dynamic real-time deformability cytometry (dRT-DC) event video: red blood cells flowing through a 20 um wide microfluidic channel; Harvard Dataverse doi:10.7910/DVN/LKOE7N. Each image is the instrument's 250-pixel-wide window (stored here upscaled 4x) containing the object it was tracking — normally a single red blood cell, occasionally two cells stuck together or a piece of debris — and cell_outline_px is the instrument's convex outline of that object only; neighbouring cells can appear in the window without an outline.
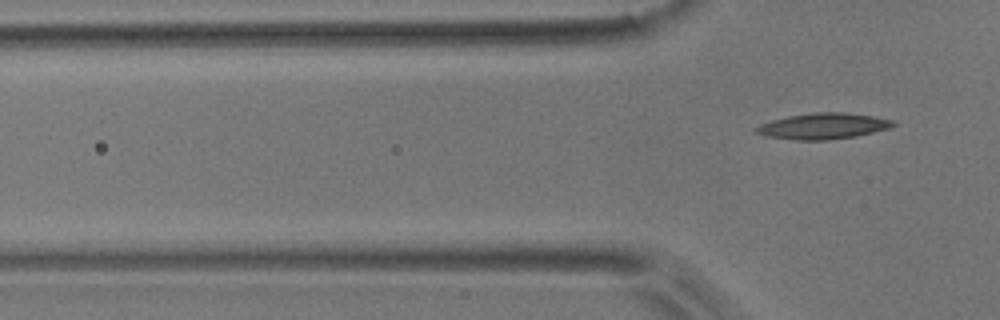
{"species": "common noctule bat (a hibernating species)", "species_latin": "Nyctalus noctula", "temperature_condition": "room temperature", "stored_images_in_passage": 3, "camera_frame_rate_fps": 3000, "um_per_image_px": 0.085, "animal": {"sex": "male", "body_mass_g": 17.9}, "frame": {"image": 1, "passage_image": 3, "time_ms": 4.0, "image_size_px": [1000, 320], "cell_outline_px": [[896, 124], [892, 128], [856, 136], [828, 140], [796, 140], [764, 136], [756, 132], [752, 128], [760, 124], [772, 120], [788, 116], [812, 112], [844, 112], [872, 116], [896, 120]], "centroid_in_image_um": [69.98, 10.72], "position_along_channel_um": 55.8, "area_um2": 20.98}}